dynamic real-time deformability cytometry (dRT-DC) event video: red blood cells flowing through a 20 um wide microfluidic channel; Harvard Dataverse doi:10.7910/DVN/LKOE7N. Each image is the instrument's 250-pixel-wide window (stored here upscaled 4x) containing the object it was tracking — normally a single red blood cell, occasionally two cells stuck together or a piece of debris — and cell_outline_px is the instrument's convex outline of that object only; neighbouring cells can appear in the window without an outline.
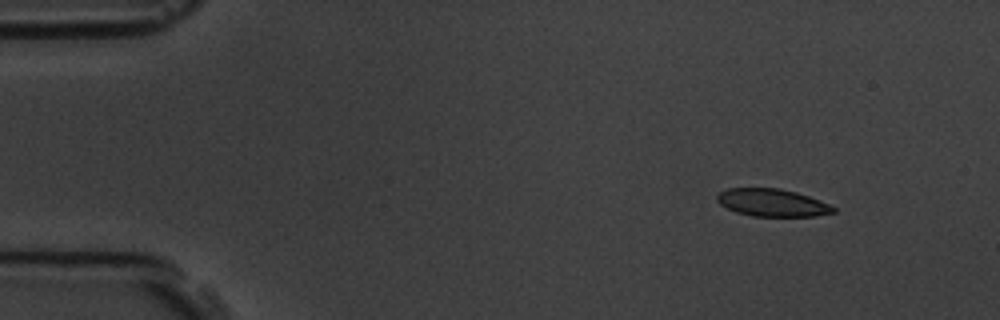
{"species": "common noctule bat (a hibernating species)", "species_latin": "Nyctalus noctula", "temperature_condition": "room temperature", "stored_images_in_passage": 3, "camera_frame_rate_fps": 3000, "um_per_image_px": 0.085, "animal": {"sex": "male", "body_mass_g": 19.5, "forearm_length_mm": 54.6}, "frame": {"image": 1, "passage_image": 1, "time_ms": 0.0, "image_size_px": [1000, 320], "cell_outline_px": [[836, 212], [816, 216], [752, 216], [736, 212], [720, 204], [716, 200], [716, 196], [720, 192], [728, 188], [780, 188], [796, 192], [808, 196], [828, 204], [836, 208]], "centroid_in_image_um": [65.63, 17.23], "position_along_channel_um": 19.4, "area_um2": 18.61}}